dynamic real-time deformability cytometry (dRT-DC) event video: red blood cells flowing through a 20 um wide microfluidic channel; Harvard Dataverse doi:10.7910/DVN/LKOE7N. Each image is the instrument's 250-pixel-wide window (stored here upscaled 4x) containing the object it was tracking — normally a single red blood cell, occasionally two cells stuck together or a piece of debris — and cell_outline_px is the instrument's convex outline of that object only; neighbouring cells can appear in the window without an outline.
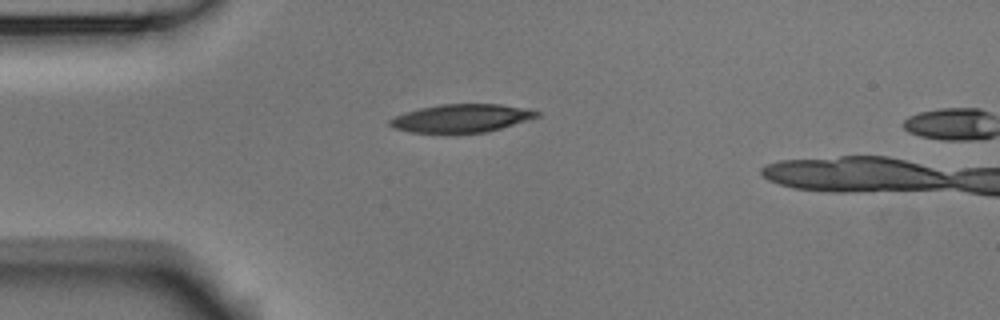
{"species": "Egyptian fruit bat (a non-hibernating species)", "species_latin": "Rousettus aegyptiacus", "temperature_condition": "room temperature", "stored_images_in_passage": 4, "camera_frame_rate_fps": 3000, "um_per_image_px": 0.085, "animal": {"sex": "male"}, "frame": {"image": 1, "passage_image": 1, "time_ms": 0.0, "image_size_px": [1000, 320], "cell_outline_px": [[540, 116], [488, 132], [412, 132], [396, 128], [388, 124], [388, 120], [404, 112], [420, 108], [440, 104], [500, 104], [528, 108], [540, 112]], "centroid_in_image_um": [39.25, 10.03], "position_along_channel_um": 45.7, "area_um2": 23.87}}
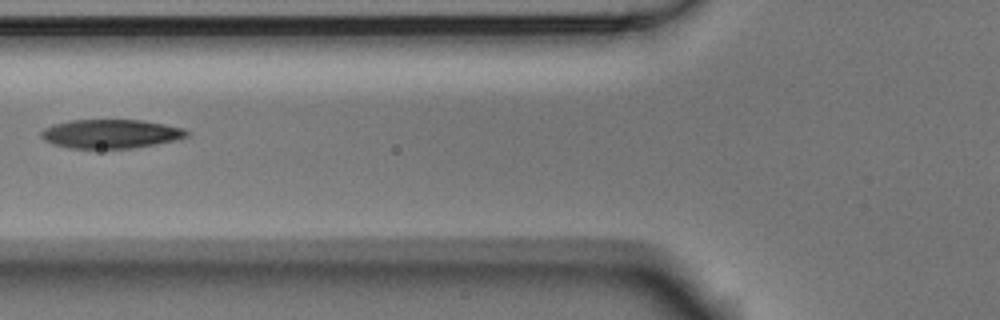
{"frame": {"image": 2, "passage_image": 3, "time_ms": 0.667, "image_size_px": [1000, 320], "cell_outline_px": [[188, 136], [172, 140], [132, 148], [68, 148], [52, 144], [44, 140], [40, 136], [40, 132], [44, 128], [52, 124], [72, 120], [140, 120], [164, 124], [184, 128], [188, 132]], "centroid_in_image_um": [9.34, 11.37], "position_along_channel_um": 116.5, "area_um2": 24.33}}
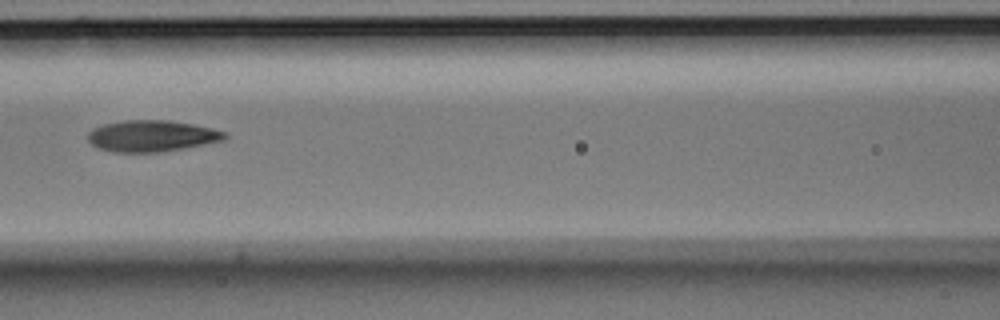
{"frame": {"image": 3, "passage_image": 4, "time_ms": 1.0, "image_size_px": [1000, 320], "cell_outline_px": [[228, 136], [224, 140], [184, 148], [160, 152], [112, 152], [100, 148], [92, 144], [88, 140], [88, 132], [92, 128], [104, 124], [124, 120], [168, 120], [192, 124], [212, 128], [228, 132]], "centroid_in_image_um": [12.91, 11.55], "position_along_channel_um": 153.7, "area_um2": 25.03}}